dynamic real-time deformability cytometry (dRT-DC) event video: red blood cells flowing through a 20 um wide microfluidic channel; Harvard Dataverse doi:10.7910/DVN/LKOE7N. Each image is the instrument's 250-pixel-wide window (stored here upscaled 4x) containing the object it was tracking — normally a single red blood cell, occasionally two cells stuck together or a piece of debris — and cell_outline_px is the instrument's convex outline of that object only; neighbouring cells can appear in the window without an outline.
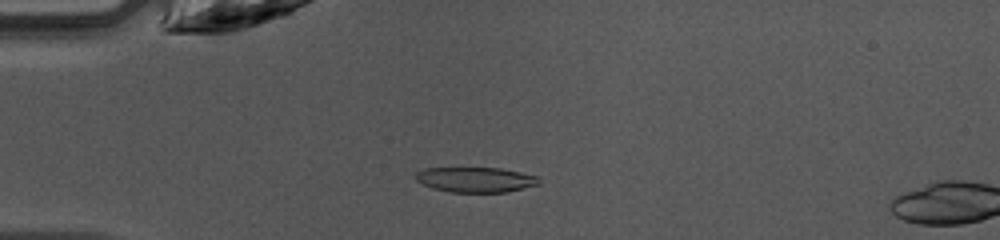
{"species": "common noctule bat (a hibernating species)", "species_latin": "Nyctalus noctula", "temperature_condition": "warm", "stored_images_in_passage": 14, "camera_frame_rate_fps": 3000, "um_per_image_px": 0.085, "animal": {"sex": "female", "body_mass_g": 10.0, "forearm_length_mm": 53.1}, "frame": {"image": 1, "passage_image": 12, "time_ms": 3.667, "image_size_px": [1000, 240], "cell_outline_px": [[540, 184], [508, 192], [452, 192], [432, 188], [416, 180], [416, 172], [424, 168], [500, 168], [520, 172], [536, 176], [540, 180]], "centroid_in_image_um": [40.44, 15.27], "position_along_channel_um": 44.6, "area_um2": 17.98}}